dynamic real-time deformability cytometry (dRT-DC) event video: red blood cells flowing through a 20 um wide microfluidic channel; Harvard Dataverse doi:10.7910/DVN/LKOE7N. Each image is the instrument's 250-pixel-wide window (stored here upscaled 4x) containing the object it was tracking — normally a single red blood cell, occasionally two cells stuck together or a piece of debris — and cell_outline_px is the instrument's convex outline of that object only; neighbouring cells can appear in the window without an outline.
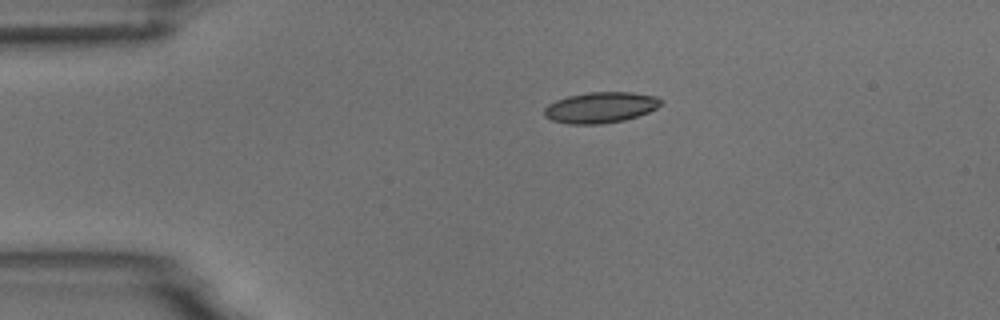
{"species": "common noctule bat (a hibernating species)", "species_latin": "Nyctalus noctula", "temperature_condition": "room temperature", "stored_images_in_passage": 2, "camera_frame_rate_fps": 3000, "um_per_image_px": 0.085, "animal": {"sex": "male", "body_mass_g": 18.8}, "frame": {"image": 1, "passage_image": 1, "time_ms": 0.0, "image_size_px": [1000, 320], "cell_outline_px": [[664, 100], [656, 108], [648, 112], [624, 120], [600, 124], [568, 124], [552, 120], [544, 116], [544, 108], [548, 104], [556, 100], [568, 96], [588, 92], [632, 92], [656, 96]], "centroid_in_image_um": [51.03, 9.13], "position_along_channel_um": 34.0, "area_um2": 20.98}}